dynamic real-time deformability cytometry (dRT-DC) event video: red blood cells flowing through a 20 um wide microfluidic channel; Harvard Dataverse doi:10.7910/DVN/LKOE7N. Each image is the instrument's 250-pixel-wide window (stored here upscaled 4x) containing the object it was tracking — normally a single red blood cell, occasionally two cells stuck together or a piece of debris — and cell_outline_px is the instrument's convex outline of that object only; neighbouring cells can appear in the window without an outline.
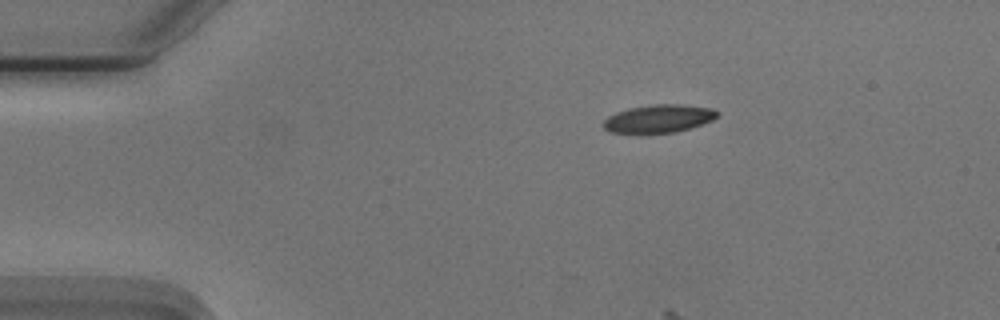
{"species": "Egyptian fruit bat (a non-hibernating species)", "species_latin": "Rousettus aegyptiacus", "temperature_condition": "cold", "stored_images_in_passage": 13, "camera_frame_rate_fps": 3000, "um_per_image_px": 0.085, "animal": {"sex": "male"}, "frame": {"image": 1, "passage_image": 1, "time_ms": 0.0, "image_size_px": [1000, 320], "cell_outline_px": [[716, 116], [712, 120], [676, 132], [608, 132], [600, 124], [608, 116], [616, 112], [628, 108], [652, 104], [684, 104], [712, 108], [716, 112]], "centroid_in_image_um": [55.93, 10.06], "position_along_channel_um": 29.1, "area_um2": 18.32}}